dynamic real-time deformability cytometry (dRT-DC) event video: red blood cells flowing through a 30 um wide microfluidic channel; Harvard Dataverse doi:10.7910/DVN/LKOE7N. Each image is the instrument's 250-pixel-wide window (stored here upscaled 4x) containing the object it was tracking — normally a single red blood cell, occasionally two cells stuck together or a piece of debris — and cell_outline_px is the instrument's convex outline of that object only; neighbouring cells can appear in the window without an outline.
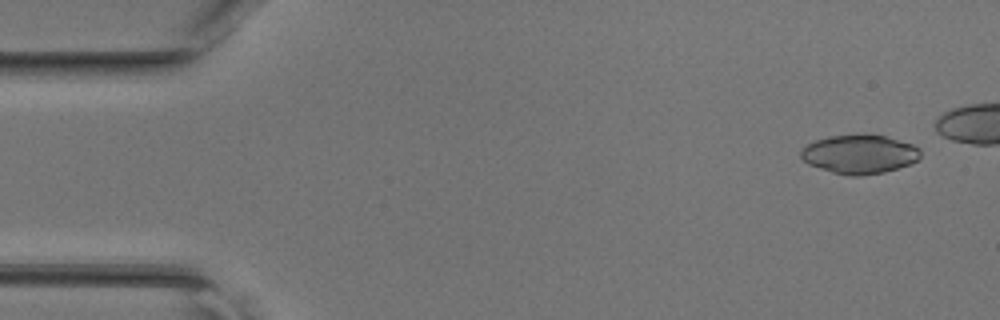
{"species": "common noctule bat (a hibernating species)", "species_latin": "Nyctalus noctula", "temperature_condition": "room temperature", "stored_images_in_passage": 37, "camera_frame_rate_fps": 3000, "um_per_image_px": 0.085, "animal": {"sex": "female", "body_mass_g": 17.0, "forearm_length_mm": 48.0}, "frame": {"image": 1, "passage_image": 3, "time_ms": 0.667, "image_size_px": [1000, 320], "cell_outline_px": [[920, 156], [916, 160], [908, 164], [884, 172], [860, 176], [848, 176], [832, 172], [808, 164], [800, 156], [800, 152], [808, 144], [816, 140], [828, 136], [884, 136], [912, 144], [920, 148]], "centroid_in_image_um": [73.04, 13.13], "position_along_channel_um": 12.0, "area_um2": 26.47}}
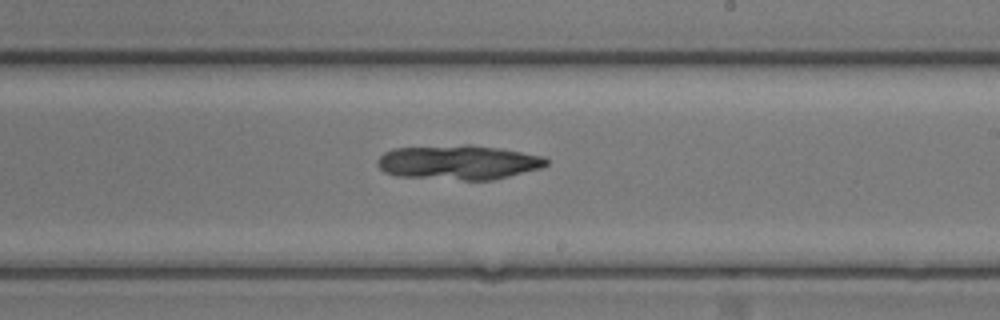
{"frame": {"image": 2, "passage_image": 27, "time_ms": 8.667, "image_size_px": [1000, 320], "cell_outline_px": [[548, 164], [540, 168], [492, 180], [464, 180], [396, 176], [384, 172], [376, 164], [376, 160], [384, 152], [392, 148], [464, 144], [468, 144], [500, 148], [544, 156], [548, 160]], "centroid_in_image_um": [38.93, 13.79], "position_along_channel_um": 250.1, "area_um2": 34.16}}
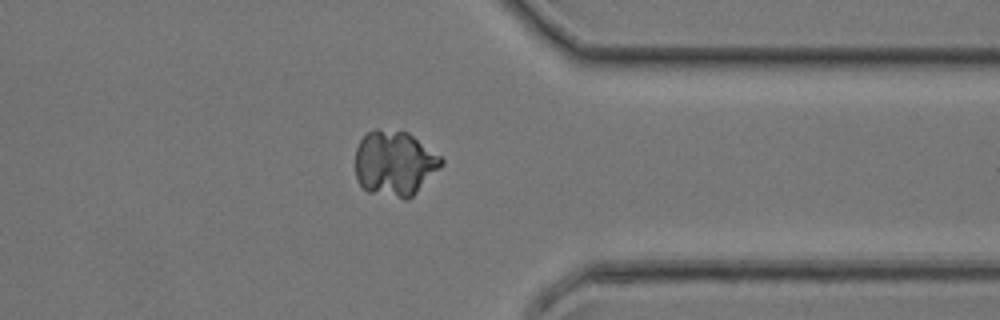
{"frame": {"image": 3, "passage_image": 36, "time_ms": 11.667, "image_size_px": [1000, 320], "cell_outline_px": [[444, 164], [408, 200], [404, 200], [368, 192], [356, 180], [356, 148], [360, 140], [368, 132], [376, 128], [408, 132], [440, 156], [444, 160]], "centroid_in_image_um": [33.53, 13.89], "position_along_channel_um": 377.9, "area_um2": 32.77}}